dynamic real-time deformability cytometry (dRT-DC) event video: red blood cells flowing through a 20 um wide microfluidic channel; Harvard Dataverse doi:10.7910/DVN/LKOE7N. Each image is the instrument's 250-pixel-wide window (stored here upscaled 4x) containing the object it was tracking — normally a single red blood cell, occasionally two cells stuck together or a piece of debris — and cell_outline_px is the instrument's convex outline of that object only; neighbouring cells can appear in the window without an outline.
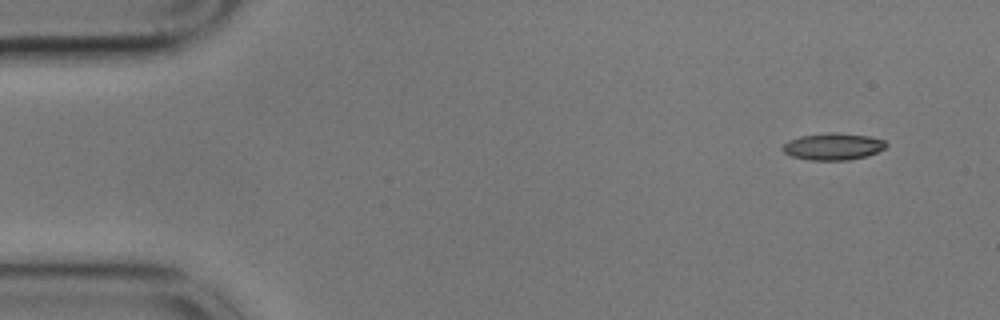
{"species": "common noctule bat (a hibernating species)", "species_latin": "Nyctalus noctula", "temperature_condition": "cold", "stored_images_in_passage": 53, "camera_frame_rate_fps": 3000, "um_per_image_px": 0.085, "animal": {"sex": "male", "body_mass_g": 17.9}, "frame": {"image": 1, "passage_image": 1, "time_ms": 0.0, "image_size_px": [1000, 320], "cell_outline_px": [[888, 144], [884, 148], [868, 156], [848, 160], [808, 160], [792, 156], [784, 152], [784, 144], [788, 140], [800, 136], [828, 132], [836, 132], [868, 136], [884, 140]], "centroid_in_image_um": [70.82, 12.45], "position_along_channel_um": 14.2, "area_um2": 16.18}}
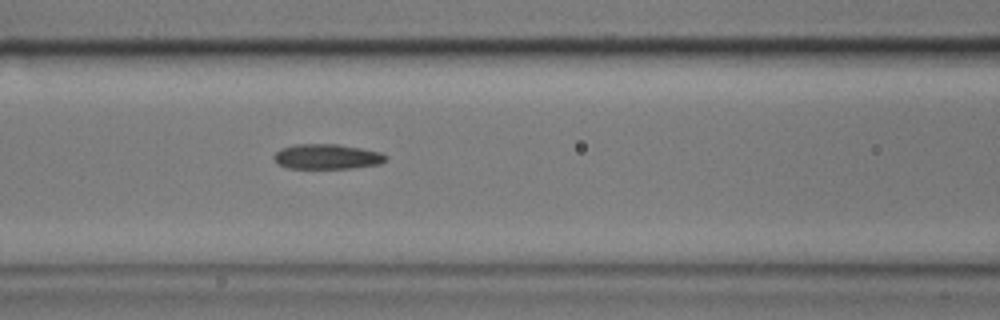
{"frame": {"image": 2, "passage_image": 20, "time_ms": 6.333, "image_size_px": [1000, 320], "cell_outline_px": [[388, 156], [380, 164], [348, 168], [288, 168], [276, 164], [272, 156], [280, 148], [296, 144], [340, 144], [380, 152]], "centroid_in_image_um": [27.74, 13.31], "position_along_channel_um": 138.9, "area_um2": 16.36}}
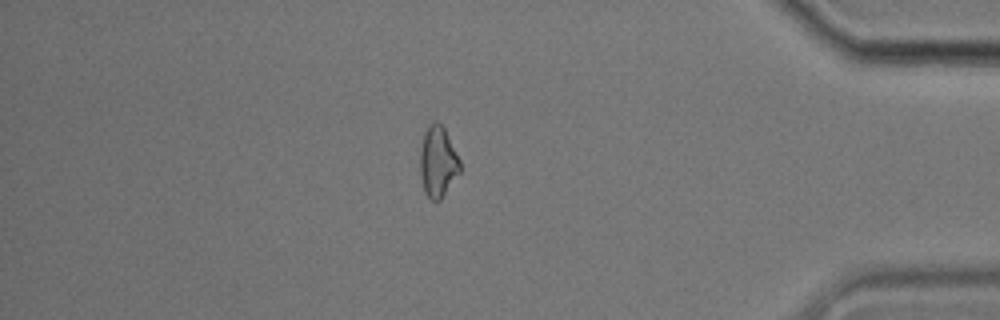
{"frame": {"image": 3, "passage_image": 45, "time_ms": 14.667, "image_size_px": [1000, 320], "cell_outline_px": [[460, 172], [440, 200], [432, 200], [424, 192], [420, 176], [420, 148], [424, 132], [428, 124], [432, 120], [436, 120], [444, 128], [460, 160]], "centroid_in_image_um": [37.2, 13.72], "position_along_channel_um": 398.0, "area_um2": 16.53}, "authors_computed_cell_mechanics": {"area_um2": 16.6464, "velocity_mm_per_s": 3.5369, "shape_relaxation_time_tau1_ms": 6.4677, "shape_relaxation_time_tau2_ms": 4.1413, "deformation_change_tau1": 0.1192, "deformation_change_tau2": 0.1222}}